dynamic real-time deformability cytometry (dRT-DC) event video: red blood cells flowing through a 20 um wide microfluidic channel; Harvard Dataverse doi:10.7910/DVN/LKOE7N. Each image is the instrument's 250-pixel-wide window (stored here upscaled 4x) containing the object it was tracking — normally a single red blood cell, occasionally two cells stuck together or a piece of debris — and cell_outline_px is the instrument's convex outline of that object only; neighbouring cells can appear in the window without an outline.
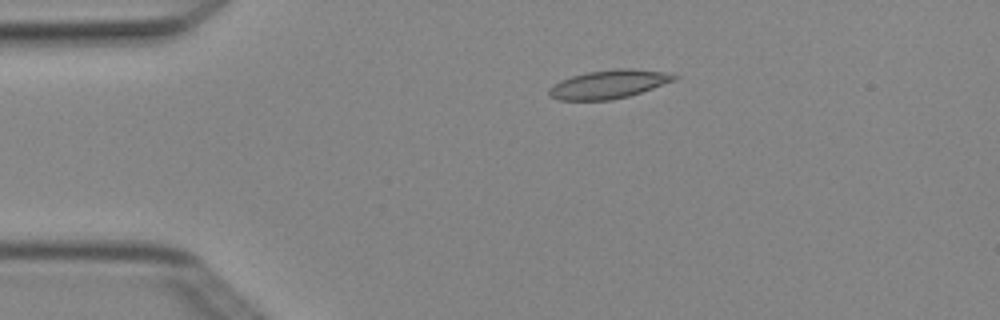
{"species": "Egyptian fruit bat (a non-hibernating species)", "species_latin": "Rousettus aegyptiacus", "temperature_condition": "cold", "stored_images_in_passage": 4, "camera_frame_rate_fps": 3000, "um_per_image_px": 0.085, "animal": {"sex": "female"}, "frame": {"image": 1, "passage_image": 3, "time_ms": 0.667, "image_size_px": [1000, 320], "cell_outline_px": [[680, 76], [676, 80], [628, 96], [612, 100], [556, 100], [548, 96], [548, 88], [552, 84], [560, 80], [572, 76], [588, 72], [620, 68], [628, 68], [672, 72]], "centroid_in_image_um": [51.74, 7.15], "position_along_channel_um": 33.3, "area_um2": 21.04}}